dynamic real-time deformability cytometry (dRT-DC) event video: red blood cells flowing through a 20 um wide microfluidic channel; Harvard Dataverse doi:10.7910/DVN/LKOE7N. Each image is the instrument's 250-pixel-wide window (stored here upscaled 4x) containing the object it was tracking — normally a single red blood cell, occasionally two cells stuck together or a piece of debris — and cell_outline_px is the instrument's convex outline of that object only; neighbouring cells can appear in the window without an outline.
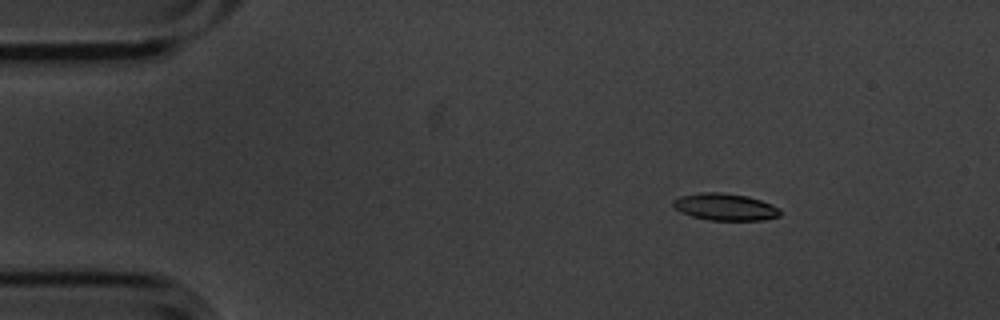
{"species": "common noctule bat (a hibernating species)", "species_latin": "Nyctalus noctula", "temperature_condition": "cold", "stored_images_in_passage": 4, "camera_frame_rate_fps": 3000, "um_per_image_px": 0.085, "animal": {"sex": "male", "body_mass_g": 20.1, "forearm_length_mm": 53.5}, "frame": {"image": 1, "passage_image": 2, "time_ms": 0.333, "image_size_px": [1000, 320], "cell_outline_px": [[780, 216], [764, 220], [708, 220], [692, 216], [680, 212], [672, 204], [672, 200], [680, 196], [700, 192], [720, 192], [748, 196], [772, 204], [780, 208]], "centroid_in_image_um": [61.63, 17.58], "position_along_channel_um": 23.4, "area_um2": 16.94}}